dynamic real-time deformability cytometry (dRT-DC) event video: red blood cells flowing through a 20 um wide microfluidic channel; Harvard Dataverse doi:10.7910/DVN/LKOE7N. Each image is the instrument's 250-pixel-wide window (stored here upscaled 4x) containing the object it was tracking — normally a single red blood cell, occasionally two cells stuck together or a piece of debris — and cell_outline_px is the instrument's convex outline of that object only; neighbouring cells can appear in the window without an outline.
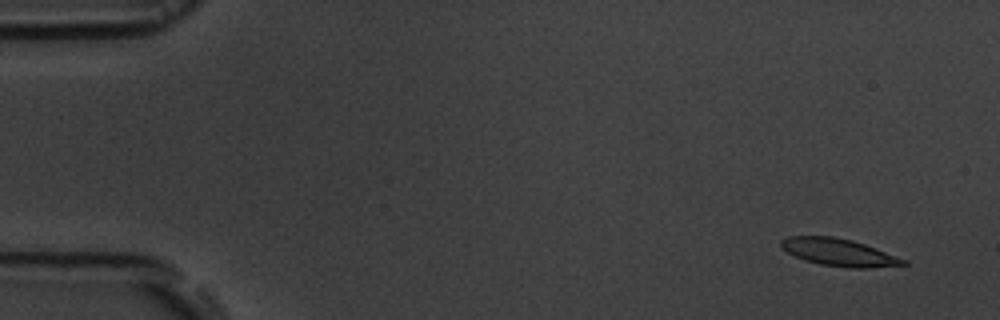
{"species": "common noctule bat (a hibernating species)", "species_latin": "Nyctalus noctula", "temperature_condition": "room temperature", "stored_images_in_passage": 4, "camera_frame_rate_fps": 3000, "um_per_image_px": 0.085, "animal": {"sex": "male", "body_mass_g": 19.5, "forearm_length_mm": 54.6}, "frame": {"image": 1, "passage_image": 1, "time_ms": 0.0, "image_size_px": [1000, 320], "cell_outline_px": [[908, 264], [868, 268], [852, 268], [820, 264], [804, 260], [788, 252], [780, 244], [780, 240], [788, 236], [832, 236], [852, 240], [876, 248], [908, 260]], "centroid_in_image_um": [71.33, 21.44], "position_along_channel_um": 13.7, "area_um2": 19.36}}
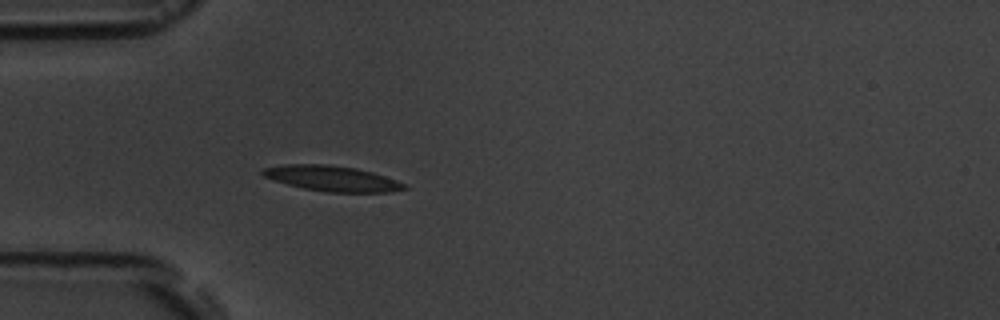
{"frame": {"image": 2, "passage_image": 4, "time_ms": 4.333, "image_size_px": [1000, 320], "cell_outline_px": [[408, 188], [392, 192], [328, 192], [304, 188], [288, 184], [264, 176], [260, 172], [264, 168], [284, 164], [328, 164], [356, 168], [372, 172], [408, 184]], "centroid_in_image_um": [28.27, 15.16], "position_along_channel_um": 56.7, "area_um2": 20.87}}